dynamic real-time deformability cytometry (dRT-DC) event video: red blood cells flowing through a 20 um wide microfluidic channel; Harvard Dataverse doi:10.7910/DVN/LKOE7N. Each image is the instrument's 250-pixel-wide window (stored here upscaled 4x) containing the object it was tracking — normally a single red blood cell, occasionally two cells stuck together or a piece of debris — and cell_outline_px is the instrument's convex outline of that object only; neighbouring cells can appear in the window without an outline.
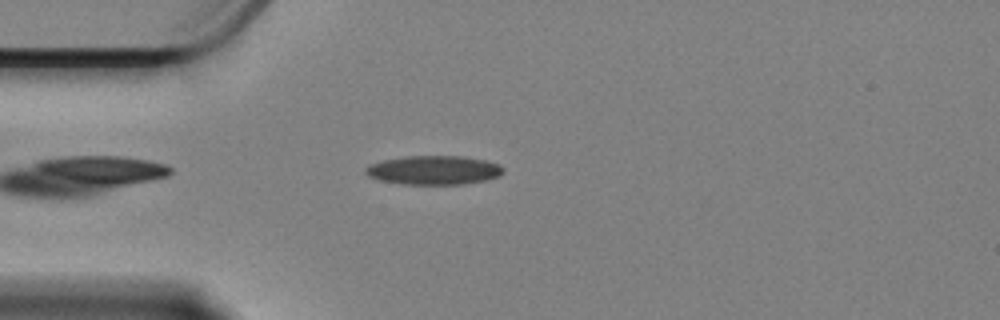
{"species": "Egyptian fruit bat (a non-hibernating species)", "species_latin": "Rousettus aegyptiacus", "temperature_condition": "cold", "stored_images_in_passage": 44, "camera_frame_rate_fps": 3000, "um_per_image_px": 0.085, "animal": {"sex": "female"}, "frame": {"image": 1, "passage_image": 4, "time_ms": 1.0, "image_size_px": [1000, 320], "cell_outline_px": [[504, 172], [500, 176], [488, 180], [464, 184], [400, 184], [380, 180], [368, 176], [364, 172], [364, 168], [368, 164], [384, 160], [408, 156], [460, 156], [484, 160], [500, 164], [504, 168]], "centroid_in_image_um": [36.88, 14.47], "position_along_channel_um": 48.1, "area_um2": 23.41}}
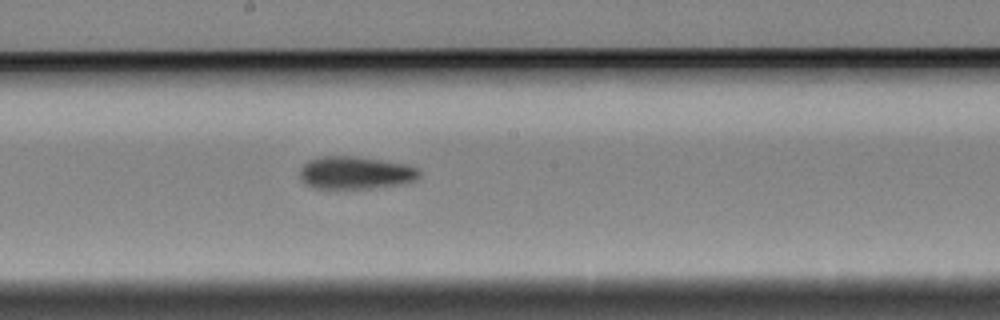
{"frame": {"image": 2, "passage_image": 20, "time_ms": 6.333, "image_size_px": [1000, 320], "cell_outline_px": [[420, 176], [416, 180], [400, 184], [372, 188], [312, 188], [304, 184], [300, 176], [300, 168], [308, 160], [324, 156], [352, 156], [408, 164], [416, 168], [420, 172]], "centroid_in_image_um": [30.2, 14.69], "position_along_channel_um": 218.0, "area_um2": 22.72}}
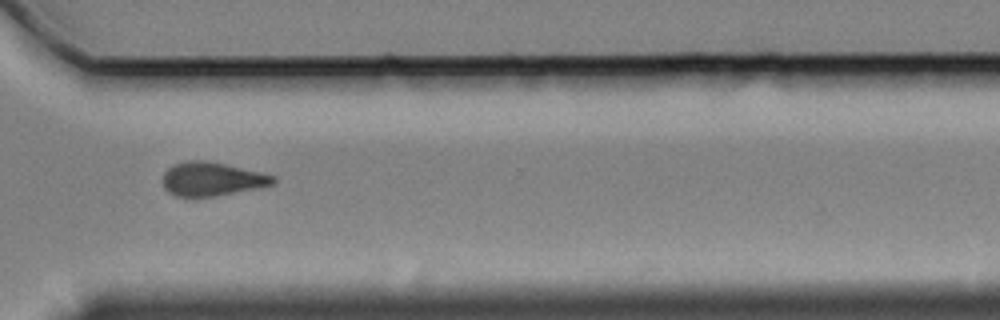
{"frame": {"image": 3, "passage_image": 32, "time_ms": 10.333, "image_size_px": [1000, 320], "cell_outline_px": [[276, 184], [260, 188], [216, 196], [192, 200], [176, 196], [168, 192], [164, 188], [164, 172], [168, 168], [176, 164], [188, 160], [204, 160], [224, 164], [260, 172], [276, 176]], "centroid_in_image_um": [18.02, 15.26], "position_along_channel_um": 352.6, "area_um2": 22.2}, "authors_computed_cell_mechanics": {"area_um2": 22.1663, "velocity_mm_per_s": 3.366, "shape_relaxation_time_tau1_ms": 10.8929, "shape_relaxation_time_tau2_ms": 7.3251, "deformation_change_tau1": 0.2144, "deformation_change_tau2": 0.1569}}